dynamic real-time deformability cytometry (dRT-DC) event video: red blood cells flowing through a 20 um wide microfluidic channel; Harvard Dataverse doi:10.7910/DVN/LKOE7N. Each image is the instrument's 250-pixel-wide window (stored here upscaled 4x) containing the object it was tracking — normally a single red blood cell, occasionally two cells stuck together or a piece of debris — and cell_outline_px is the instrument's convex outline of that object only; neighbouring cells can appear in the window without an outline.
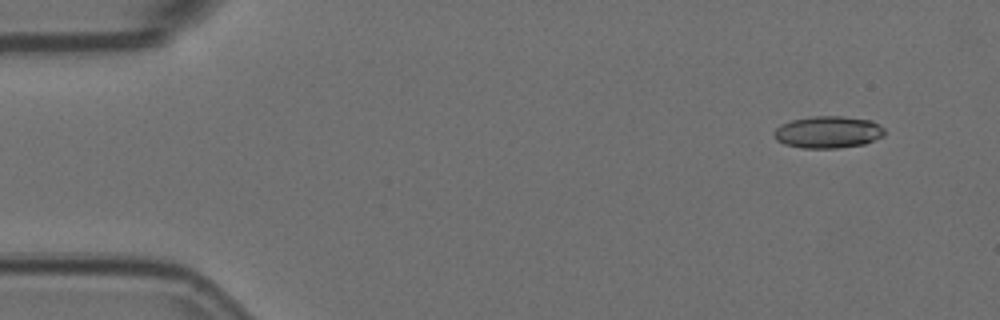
{"species": "Egyptian fruit bat (a non-hibernating species)", "species_latin": "Rousettus aegyptiacus", "temperature_condition": "room temperature", "stored_images_in_passage": 6, "camera_frame_rate_fps": 3000, "um_per_image_px": 0.085, "animal": {"sex": "female"}, "frame": {"image": 1, "passage_image": 1, "time_ms": 0.0, "image_size_px": [1000, 320], "cell_outline_px": [[884, 136], [864, 144], [840, 148], [804, 148], [784, 144], [776, 140], [772, 136], [772, 132], [780, 124], [792, 120], [812, 116], [840, 116], [872, 120], [884, 128]], "centroid_in_image_um": [70.36, 11.23], "position_along_channel_um": 14.6, "area_um2": 20.81}}
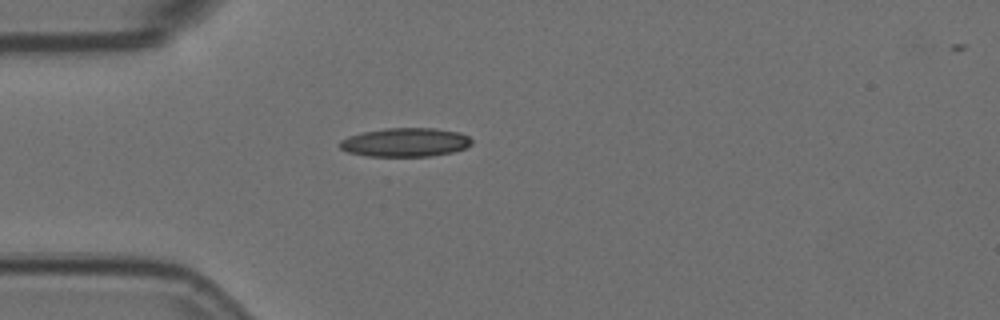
{"frame": {"image": 2, "passage_image": 4, "time_ms": 1.0, "image_size_px": [1000, 320], "cell_outline_px": [[472, 144], [464, 148], [452, 152], [432, 156], [368, 156], [348, 152], [340, 148], [340, 140], [348, 136], [364, 132], [384, 128], [432, 128], [460, 132], [468, 136], [472, 140]], "centroid_in_image_um": [34.46, 12.09], "position_along_channel_um": 50.5, "area_um2": 22.08}}
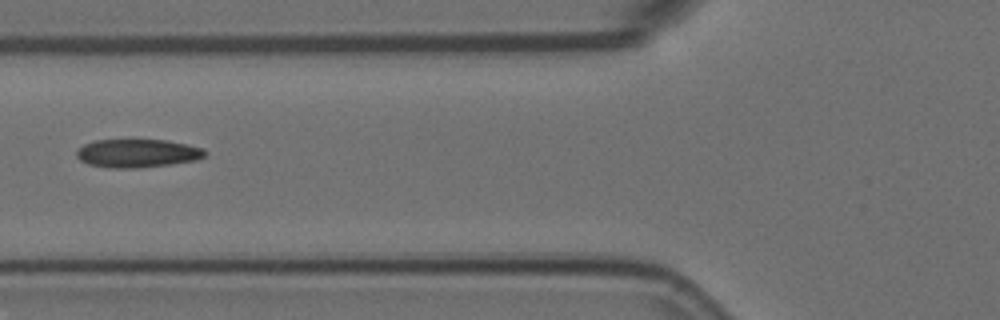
{"frame": {"image": 3, "passage_image": 6, "time_ms": 1.667, "image_size_px": [1000, 320], "cell_outline_px": [[208, 152], [204, 156], [196, 160], [140, 168], [108, 168], [88, 164], [80, 160], [76, 156], [76, 152], [84, 144], [96, 140], [168, 140], [204, 148]], "centroid_in_image_um": [11.68, 13.03], "position_along_channel_um": 114.1, "area_um2": 21.21}}